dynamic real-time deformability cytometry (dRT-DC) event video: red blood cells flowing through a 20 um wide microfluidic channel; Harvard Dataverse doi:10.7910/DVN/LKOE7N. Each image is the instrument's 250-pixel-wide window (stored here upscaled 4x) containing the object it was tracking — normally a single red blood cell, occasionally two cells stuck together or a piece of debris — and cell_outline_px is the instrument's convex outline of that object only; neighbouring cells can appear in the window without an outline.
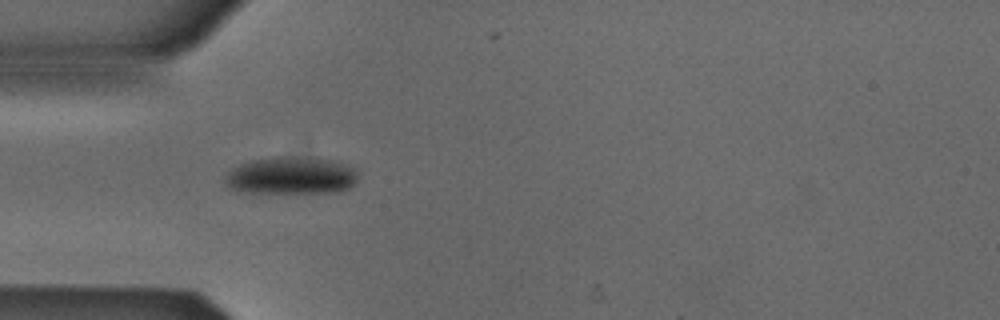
{"species": "Egyptian fruit bat (a non-hibernating species)", "species_latin": "Rousettus aegyptiacus", "temperature_condition": "cold", "stored_images_in_passage": 4, "camera_frame_rate_fps": 3000, "um_per_image_px": 0.085, "animal": {"sex": "male"}, "frame": {"image": 1, "passage_image": 3, "time_ms": 0.667, "image_size_px": [1000, 320], "cell_outline_px": [[356, 180], [348, 188], [340, 192], [248, 192], [232, 188], [224, 184], [224, 176], [232, 168], [240, 164], [252, 160], [276, 156], [280, 156], [340, 160], [352, 168], [356, 172]], "centroid_in_image_um": [24.74, 14.91], "position_along_channel_um": 60.3, "area_um2": 28.84}}